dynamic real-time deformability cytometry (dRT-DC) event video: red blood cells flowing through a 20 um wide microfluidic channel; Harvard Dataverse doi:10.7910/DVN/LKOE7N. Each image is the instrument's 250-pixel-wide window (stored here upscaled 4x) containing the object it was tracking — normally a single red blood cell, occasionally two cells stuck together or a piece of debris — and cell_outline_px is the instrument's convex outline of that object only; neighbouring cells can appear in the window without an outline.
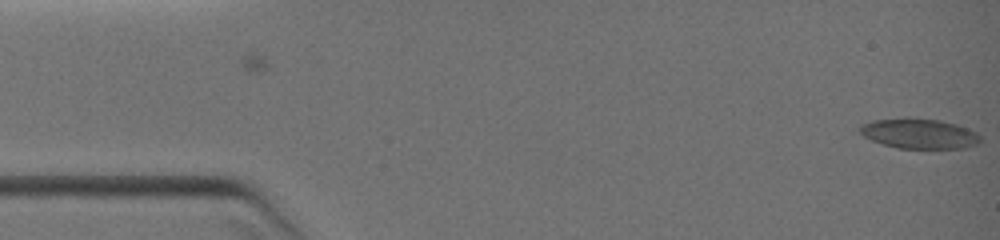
{"species": "common noctule bat (a hibernating species)", "species_latin": "Nyctalus noctula", "temperature_condition": "warm", "stored_images_in_passage": 5, "camera_frame_rate_fps": 3000, "um_per_image_px": 0.085, "animal": {"sex": "female", "body_mass_g": 19.0, "forearm_length_mm": 51.5}, "frame": {"image": 1, "passage_image": 5, "time_ms": 1.0, "image_size_px": [1000, 240], "cell_outline_px": [[980, 140], [976, 144], [964, 148], [896, 148], [872, 140], [864, 136], [860, 132], [860, 128], [864, 124], [872, 120], [904, 116], [908, 116], [940, 120], [956, 124], [968, 128], [976, 132], [980, 136]], "centroid_in_image_um": [78.12, 11.33], "position_along_channel_um": 6.9, "area_um2": 21.27}}